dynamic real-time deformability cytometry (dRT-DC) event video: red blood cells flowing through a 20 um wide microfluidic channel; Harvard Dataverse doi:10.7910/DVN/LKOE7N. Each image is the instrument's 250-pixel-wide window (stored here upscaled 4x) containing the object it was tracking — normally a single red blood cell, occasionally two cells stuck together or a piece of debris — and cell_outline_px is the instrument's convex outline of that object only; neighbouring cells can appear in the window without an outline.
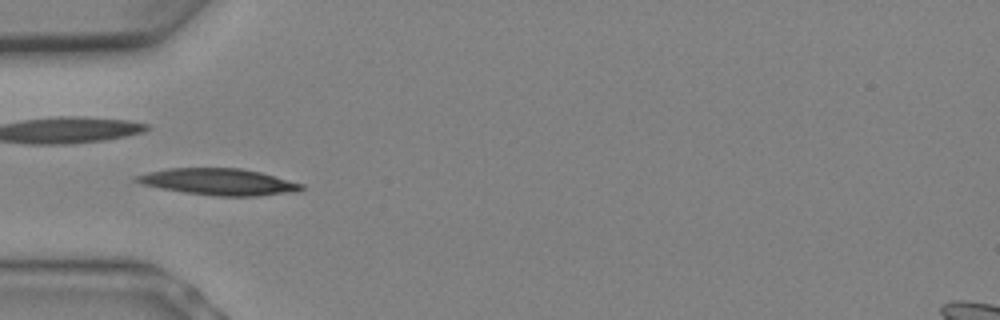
{"species": "Egyptian fruit bat (a non-hibernating species)", "species_latin": "Rousettus aegyptiacus", "temperature_condition": "warm", "stored_images_in_passage": 8, "camera_frame_rate_fps": 3000, "um_per_image_px": 0.085, "animal": {"sex": "female"}, "frame": {"image": 1, "passage_image": 7, "time_ms": 2.0, "image_size_px": [1000, 320], "cell_outline_px": [[304, 188], [300, 192], [256, 196], [220, 196], [184, 192], [160, 188], [140, 184], [132, 180], [132, 176], [148, 172], [168, 168], [240, 168], [260, 172], [304, 184]], "centroid_in_image_um": [18.58, 15.45], "position_along_channel_um": 66.4, "area_um2": 25.72}}